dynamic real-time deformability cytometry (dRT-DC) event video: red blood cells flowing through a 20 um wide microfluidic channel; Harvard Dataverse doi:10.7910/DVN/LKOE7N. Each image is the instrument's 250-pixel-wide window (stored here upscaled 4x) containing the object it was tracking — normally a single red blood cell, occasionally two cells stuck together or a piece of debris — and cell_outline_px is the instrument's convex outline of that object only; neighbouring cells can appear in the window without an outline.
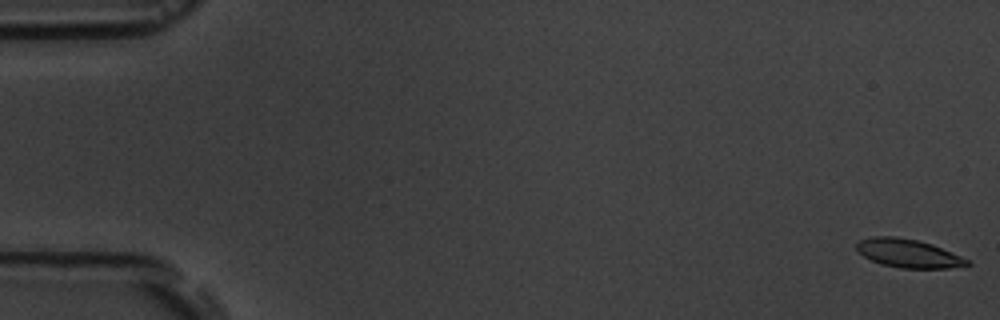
{"species": "common noctule bat (a hibernating species)", "species_latin": "Nyctalus noctula", "temperature_condition": "room temperature", "stored_images_in_passage": 17, "camera_frame_rate_fps": 3000, "um_per_image_px": 0.085, "animal": {"sex": "male", "body_mass_g": 19.5, "forearm_length_mm": 54.6}, "frame": {"image": 1, "passage_image": 1, "time_ms": 0.0, "image_size_px": [1000, 320], "cell_outline_px": [[972, 264], [948, 268], [900, 268], [880, 264], [864, 256], [856, 248], [856, 244], [860, 240], [872, 236], [896, 236], [916, 240], [932, 244], [960, 256], [968, 260]], "centroid_in_image_um": [77.18, 21.53], "position_along_channel_um": 7.8, "area_um2": 18.15}}
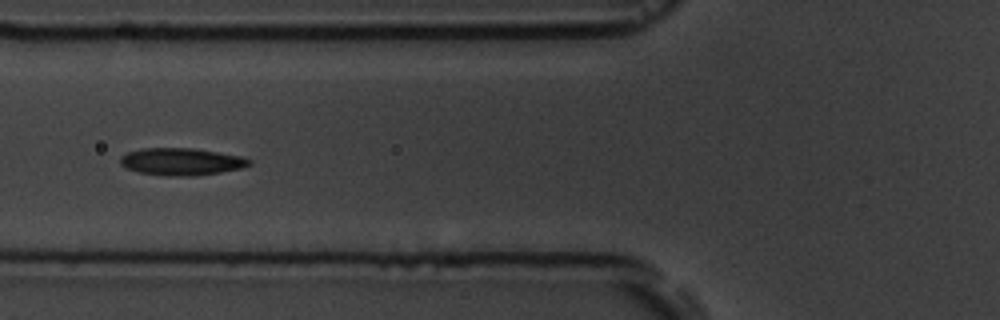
{"frame": {"image": 2, "passage_image": 7, "time_ms": 7.0, "image_size_px": [1000, 320], "cell_outline_px": [[252, 164], [244, 168], [196, 176], [176, 176], [140, 172], [124, 168], [120, 164], [120, 156], [128, 152], [144, 148], [192, 148], [244, 156], [252, 160]], "centroid_in_image_um": [15.47, 13.73], "position_along_channel_um": 110.3, "area_um2": 20.58}}
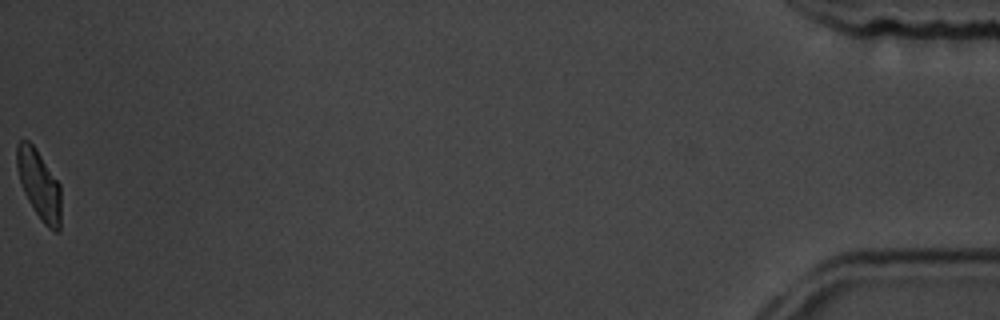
{"frame": {"image": 3, "passage_image": 17, "time_ms": 18.667, "image_size_px": [1000, 320], "cell_outline_px": [[60, 232], [56, 232], [48, 228], [40, 220], [28, 200], [24, 192], [16, 168], [16, 144], [20, 140], [28, 140], [36, 148], [60, 184]], "centroid_in_image_um": [3.31, 15.69], "position_along_channel_um": 431.9, "area_um2": 17.92}, "authors_computed_cell_mechanics": {"area_um2": 19.5364, "velocity_mm_per_s": 3.6146, "shape_relaxation_time_tau1_ms": 7.0816, "shape_relaxation_time_tau2_ms": 3.1933, "deformation_change_tau1": 0.1751, "deformation_change_tau2": 0.086}}